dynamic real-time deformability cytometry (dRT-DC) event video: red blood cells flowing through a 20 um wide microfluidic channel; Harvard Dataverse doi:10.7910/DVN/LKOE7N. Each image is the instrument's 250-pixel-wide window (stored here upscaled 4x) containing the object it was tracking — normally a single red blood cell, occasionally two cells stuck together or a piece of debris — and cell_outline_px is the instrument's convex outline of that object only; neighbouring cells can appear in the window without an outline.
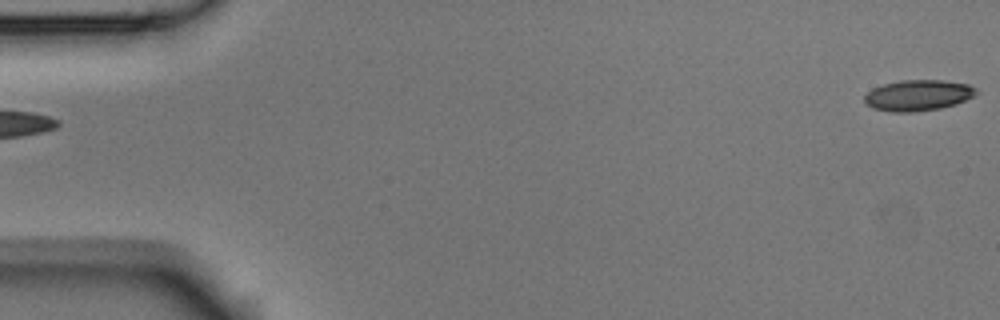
{"species": "Egyptian fruit bat (a non-hibernating species)", "species_latin": "Rousettus aegyptiacus", "temperature_condition": "room temperature", "stored_images_in_passage": 5, "segment_of_instrument_passage": [2, 2], "camera_frame_rate_fps": 3000, "um_per_image_px": 0.085, "animal": {"sex": "male"}, "frame": {"image": 1, "passage_image": 5, "time_ms": 1.333, "image_size_px": [1000, 320], "cell_outline_px": [[980, 92], [956, 104], [940, 108], [912, 112], [892, 112], [872, 108], [864, 100], [864, 96], [872, 88], [884, 84], [900, 80], [944, 80], [968, 84], [976, 88]], "centroid_in_image_um": [78.04, 8.09], "position_along_channel_um": 7.0, "area_um2": 20.11}}